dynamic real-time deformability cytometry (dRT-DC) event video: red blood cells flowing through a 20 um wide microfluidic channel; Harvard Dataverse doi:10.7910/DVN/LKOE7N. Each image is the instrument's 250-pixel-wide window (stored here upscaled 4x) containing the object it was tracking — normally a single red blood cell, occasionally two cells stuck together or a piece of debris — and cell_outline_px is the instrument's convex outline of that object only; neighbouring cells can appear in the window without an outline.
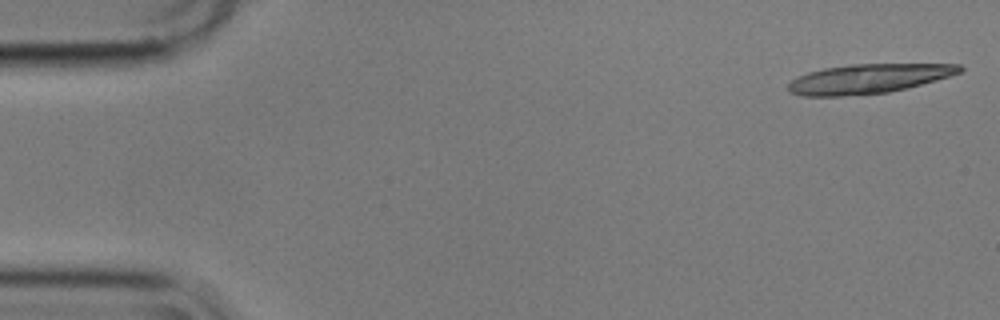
{"species": "common noctule bat (a hibernating species)", "species_latin": "Nyctalus noctula", "temperature_condition": "cold", "stored_images_in_passage": 4, "camera_frame_rate_fps": 3000, "um_per_image_px": 0.085, "animal": {"sex": "male", "body_mass_g": 17.9}, "frame": {"image": 1, "passage_image": 1, "time_ms": 0.0, "image_size_px": [1000, 320], "cell_outline_px": [[964, 68], [960, 72], [936, 80], [908, 88], [888, 92], [840, 96], [804, 96], [788, 92], [788, 84], [792, 80], [808, 72], [824, 68], [852, 64], [960, 64]], "centroid_in_image_um": [73.81, 6.69], "position_along_channel_um": 11.2, "area_um2": 29.19}}